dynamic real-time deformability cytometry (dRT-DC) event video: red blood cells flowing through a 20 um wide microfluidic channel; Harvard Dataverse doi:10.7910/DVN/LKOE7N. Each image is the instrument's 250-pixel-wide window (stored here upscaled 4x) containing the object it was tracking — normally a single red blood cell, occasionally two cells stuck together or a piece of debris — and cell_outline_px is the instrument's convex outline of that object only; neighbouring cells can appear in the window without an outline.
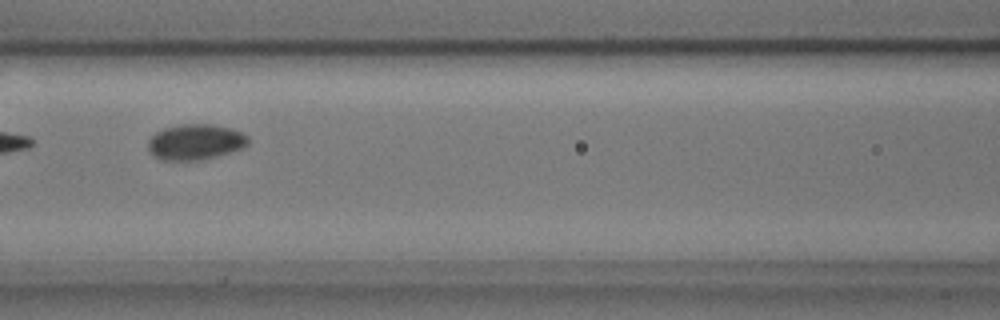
{"species": "common noctule bat (a hibernating species)", "species_latin": "Nyctalus noctula", "temperature_condition": "cold", "stored_images_in_passage": 7, "camera_frame_rate_fps": 3000, "um_per_image_px": 0.085, "animal": {"sex": "male", "body_mass_g": 17.9, "forearm_length_mm": 54.2}, "frame": {"image": 1, "passage_image": 6, "time_ms": 1.667, "image_size_px": [1000, 320], "cell_outline_px": [[248, 144], [244, 148], [196, 160], [160, 160], [148, 152], [148, 140], [156, 132], [164, 128], [180, 124], [212, 124], [232, 128], [248, 136]], "centroid_in_image_um": [16.58, 12.05], "position_along_channel_um": 150.0, "area_um2": 20.69}}
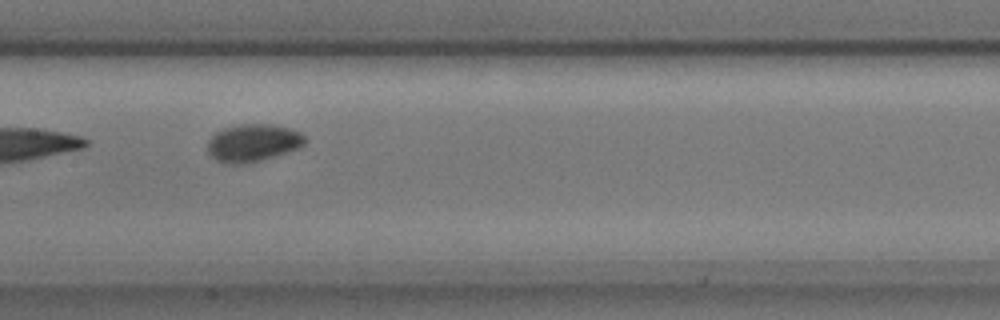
{"frame": {"image": 2, "passage_image": 7, "time_ms": 2.0, "image_size_px": [1000, 320], "cell_outline_px": [[304, 144], [300, 148], [276, 156], [260, 160], [240, 164], [224, 164], [216, 160], [208, 152], [208, 140], [216, 132], [224, 128], [240, 124], [272, 124], [288, 128], [300, 132], [304, 136]], "centroid_in_image_um": [21.49, 12.15], "position_along_channel_um": 185.9, "area_um2": 21.27}}